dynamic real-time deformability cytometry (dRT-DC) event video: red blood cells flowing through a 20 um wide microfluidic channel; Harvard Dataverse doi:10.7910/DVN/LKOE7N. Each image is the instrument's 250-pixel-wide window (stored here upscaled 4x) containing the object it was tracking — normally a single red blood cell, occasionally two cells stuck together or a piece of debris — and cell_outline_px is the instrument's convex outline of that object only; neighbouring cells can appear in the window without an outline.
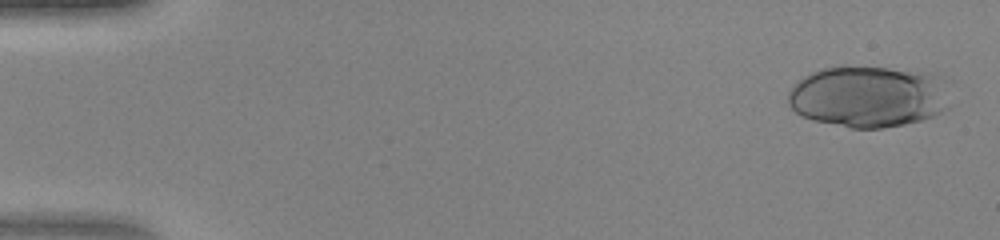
{"species": "human", "species_latin": "Homo sapiens", "temperature_condition": "warm", "stored_images_in_passage": 21, "camera_frame_rate_fps": 3000, "um_per_image_px": 0.085, "donor": {"sex": "female"}, "frame": {"image": 1, "passage_image": 2, "time_ms": 0.333, "image_size_px": [1000, 240], "cell_outline_px": [[952, 104], [948, 108], [924, 120], [904, 124], [880, 128], [852, 128], [812, 120], [796, 112], [788, 104], [788, 92], [804, 76], [820, 68], [840, 64], [936, 72]], "centroid_in_image_um": [73.82, 8.18], "position_along_channel_um": 11.2, "area_um2": 58.78}}
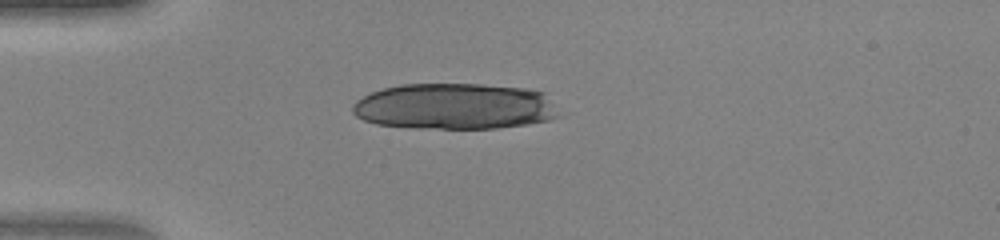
{"frame": {"image": 2, "passage_image": 13, "time_ms": 4.0, "image_size_px": [1000, 240], "cell_outline_px": [[560, 116], [548, 120], [528, 124], [496, 128], [412, 128], [376, 124], [364, 120], [356, 116], [352, 112], [352, 104], [356, 100], [372, 92], [384, 88], [400, 84], [480, 84], [524, 88], [544, 92]], "centroid_in_image_um": [38.61, 9.04], "position_along_channel_um": 46.4, "area_um2": 55.43}}